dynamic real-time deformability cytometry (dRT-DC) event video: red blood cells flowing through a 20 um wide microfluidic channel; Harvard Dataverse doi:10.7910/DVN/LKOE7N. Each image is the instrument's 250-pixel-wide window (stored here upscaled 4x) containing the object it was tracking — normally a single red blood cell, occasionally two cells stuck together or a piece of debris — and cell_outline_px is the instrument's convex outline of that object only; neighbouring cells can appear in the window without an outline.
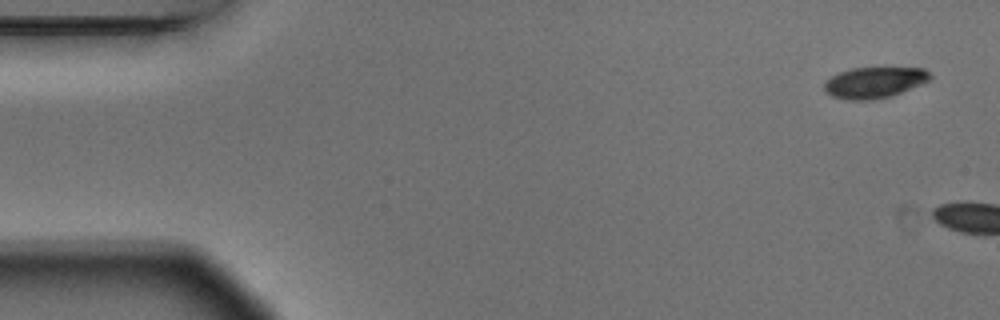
{"species": "Egyptian fruit bat (a non-hibernating species)", "species_latin": "Rousettus aegyptiacus", "temperature_condition": "warm", "stored_images_in_passage": 2, "camera_frame_rate_fps": 3000, "um_per_image_px": 0.085, "animal": {"sex": "male"}, "frame": {"image": 1, "passage_image": 1, "time_ms": 0.0, "image_size_px": [1000, 320], "cell_outline_px": [[932, 76], [928, 80], [920, 84], [892, 96], [876, 100], [848, 100], [832, 96], [824, 92], [824, 80], [840, 72], [852, 68], [924, 68]], "centroid_in_image_um": [74.27, 7.02], "position_along_channel_um": 10.7, "area_um2": 19.13}}